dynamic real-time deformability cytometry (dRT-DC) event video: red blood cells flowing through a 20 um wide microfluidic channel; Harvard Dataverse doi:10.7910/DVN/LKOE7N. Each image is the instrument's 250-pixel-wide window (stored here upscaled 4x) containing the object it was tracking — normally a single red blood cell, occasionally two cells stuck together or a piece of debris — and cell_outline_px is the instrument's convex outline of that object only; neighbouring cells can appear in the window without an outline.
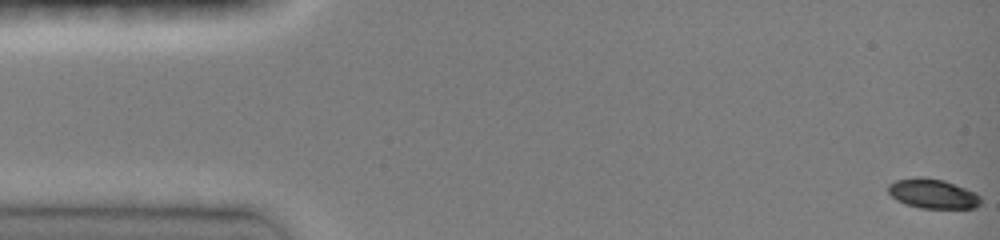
{"species": "common noctule bat (a hibernating species)", "species_latin": "Nyctalus noctula", "temperature_condition": "room temperature", "stored_images_in_passage": 48, "camera_frame_rate_fps": 3000, "um_per_image_px": 0.085, "animal": {"sex": "female", "body_mass_g": 19.0, "forearm_length_mm": 51.5}, "frame": {"image": 1, "passage_image": 1, "time_ms": 0.0, "image_size_px": [1000, 240], "cell_outline_px": [[980, 204], [976, 208], [920, 208], [896, 200], [888, 192], [888, 184], [896, 180], [920, 176], [944, 180], [976, 192], [980, 196]], "centroid_in_image_um": [79.29, 16.46], "position_along_channel_um": 5.7, "area_um2": 15.95}}
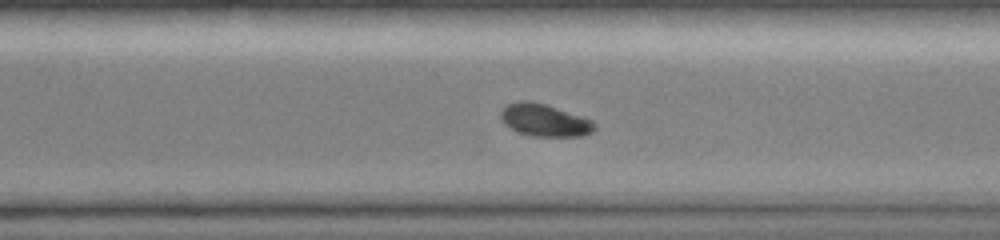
{"frame": {"image": 2, "passage_image": 34, "time_ms": 11.0, "image_size_px": [1000, 240], "cell_outline_px": [[596, 128], [592, 132], [584, 136], [532, 136], [520, 132], [504, 124], [500, 116], [500, 112], [508, 104], [520, 100], [532, 100], [584, 116], [592, 120], [596, 124]], "centroid_in_image_um": [46.33, 10.2], "position_along_channel_um": 324.3, "area_um2": 17.8}}
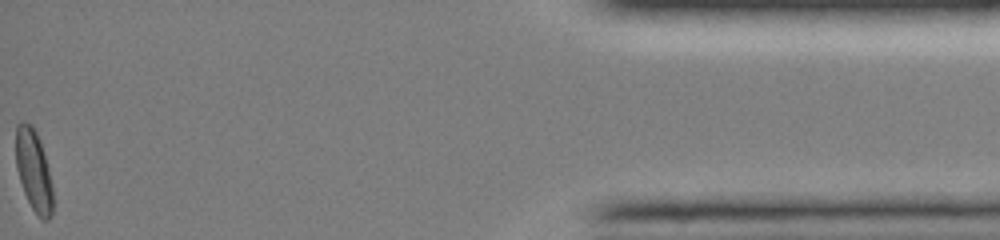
{"frame": {"image": 3, "passage_image": 48, "time_ms": 15.667, "image_size_px": [1000, 240], "cell_outline_px": [[52, 216], [48, 220], [44, 220], [32, 208], [24, 192], [16, 168], [16, 124], [20, 120], [24, 120], [32, 124], [40, 140], [48, 168], [52, 184]], "centroid_in_image_um": [2.85, 14.43], "position_along_channel_um": 432.4, "area_um2": 17.51}, "authors_computed_cell_mechanics": {"area_um2": 17.6001, "velocity_mm_per_s": 4.0922, "shape_relaxation_time_tau1_ms": 3.1851, "shape_relaxation_time_tau2_ms": null, "deformation_change_tau1": 0.1065, "deformation_change_tau2": null}}